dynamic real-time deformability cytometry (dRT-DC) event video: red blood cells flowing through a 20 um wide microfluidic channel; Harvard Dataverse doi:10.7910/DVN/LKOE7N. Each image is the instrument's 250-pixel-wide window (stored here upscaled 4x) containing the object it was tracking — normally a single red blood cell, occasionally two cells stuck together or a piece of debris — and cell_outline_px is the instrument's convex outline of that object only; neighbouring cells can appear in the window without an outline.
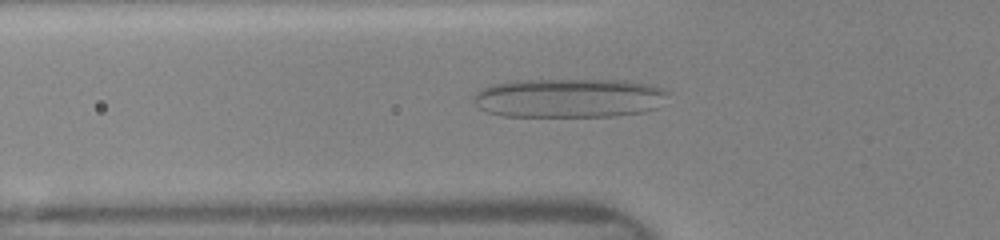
{"species": "human", "species_latin": "Homo sapiens", "temperature_condition": "room temperature", "stored_images_in_passage": 10, "camera_frame_rate_fps": 3000, "um_per_image_px": 0.085, "donor": {"sex": "female"}, "frame": {"image": 1, "passage_image": 9, "time_ms": 4.667, "image_size_px": [1000, 240], "cell_outline_px": [[668, 92], [656, 108], [644, 112], [616, 116], [504, 116], [488, 112], [480, 108], [476, 104], [472, 96], [480, 88], [492, 84], [516, 80], [628, 80], [656, 84], [664, 88]], "centroid_in_image_um": [48.38, 8.32], "position_along_channel_um": 77.4, "area_um2": 44.74}}